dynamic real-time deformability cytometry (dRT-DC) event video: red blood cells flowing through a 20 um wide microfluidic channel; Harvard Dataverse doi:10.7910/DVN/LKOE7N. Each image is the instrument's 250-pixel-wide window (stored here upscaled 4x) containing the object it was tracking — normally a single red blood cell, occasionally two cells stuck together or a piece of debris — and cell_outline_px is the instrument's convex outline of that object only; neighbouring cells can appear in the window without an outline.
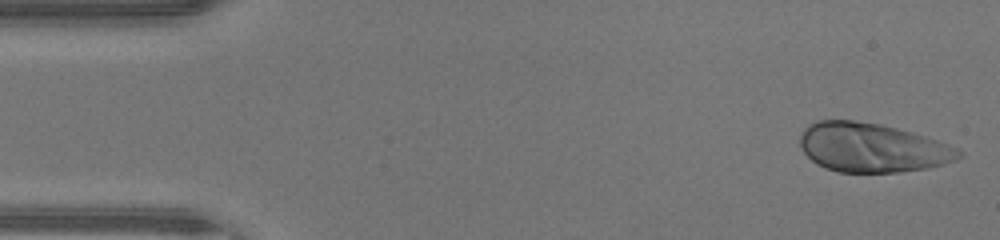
{"species": "human", "species_latin": "Homo sapiens", "temperature_condition": "warm", "stored_images_in_passage": 44, "camera_frame_rate_fps": 3000, "um_per_image_px": 0.085, "donor": {"sex": "male"}, "frame": {"image": 1, "passage_image": 1, "time_ms": 0.0, "image_size_px": [1000, 240], "cell_outline_px": [[964, 156], [956, 160], [944, 164], [928, 168], [900, 172], [836, 172], [824, 168], [816, 164], [804, 152], [800, 144], [800, 132], [808, 124], [816, 120], [852, 120], [880, 124], [912, 132], [936, 140], [956, 148], [964, 152]], "centroid_in_image_um": [74.11, 12.55], "position_along_channel_um": 10.9, "area_um2": 45.6}}
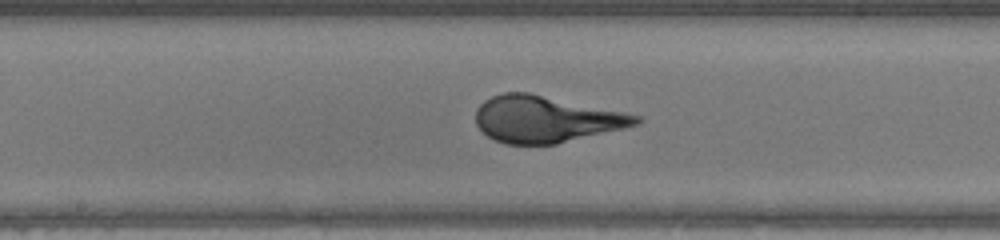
{"frame": {"image": 2, "passage_image": 22, "time_ms": 7.0, "image_size_px": [1000, 240], "cell_outline_px": [[644, 120], [640, 124], [624, 128], [556, 144], [504, 144], [488, 136], [476, 124], [476, 108], [484, 100], [492, 96], [504, 92], [528, 92], [640, 116]], "centroid_in_image_um": [46.37, 10.13], "position_along_channel_um": 201.8, "area_um2": 43.12}}
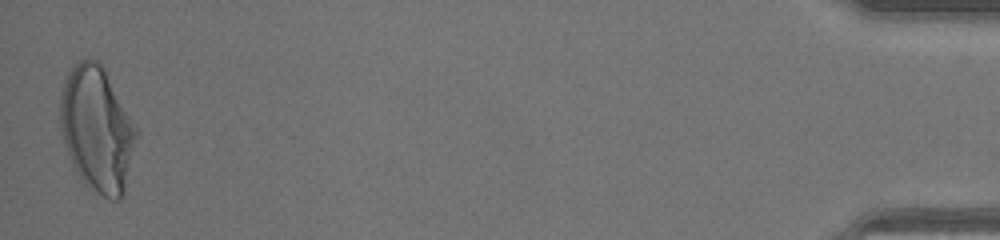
{"frame": {"image": 3, "passage_image": 44, "time_ms": 14.333, "image_size_px": [1000, 240], "cell_outline_px": [[140, 136], [124, 196], [120, 200], [108, 200], [84, 184], [76, 172], [68, 156], [60, 132], [60, 92], [64, 80], [68, 72], [80, 60], [96, 60], [104, 68], [140, 132]], "centroid_in_image_um": [8.29, 11.04], "position_along_channel_um": 426.9, "area_um2": 56.59}}